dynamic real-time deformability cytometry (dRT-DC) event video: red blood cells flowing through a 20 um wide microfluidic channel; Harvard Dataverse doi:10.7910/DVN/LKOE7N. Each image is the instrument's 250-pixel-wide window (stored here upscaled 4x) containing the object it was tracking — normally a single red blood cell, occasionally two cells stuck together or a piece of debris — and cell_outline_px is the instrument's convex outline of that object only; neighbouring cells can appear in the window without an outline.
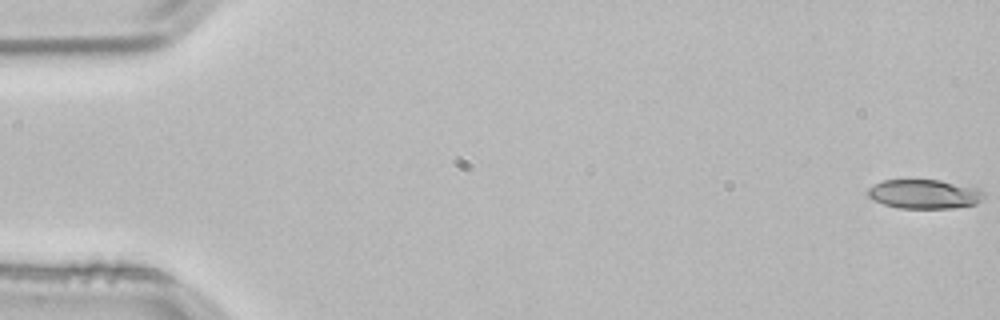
{"species": "common noctule bat (a hibernating species)", "species_latin": "Nyctalus noctula", "temperature_condition": "room temperature", "stored_images_in_passage": 4, "camera_frame_rate_fps": 3000, "um_per_image_px": 0.085, "animal": {"sex": "male", "body_mass_g": 21.5, "forearm_length_mm": 52.0}, "frame": {"image": 1, "passage_image": 1, "time_ms": 0.0, "image_size_px": [1000, 320], "cell_outline_px": [[984, 196], [976, 204], [952, 208], [900, 208], [884, 204], [872, 200], [868, 196], [868, 188], [884, 180], [940, 180], [980, 188], [984, 192]], "centroid_in_image_um": [78.59, 16.49], "position_along_channel_um": 6.4, "area_um2": 19.71}}
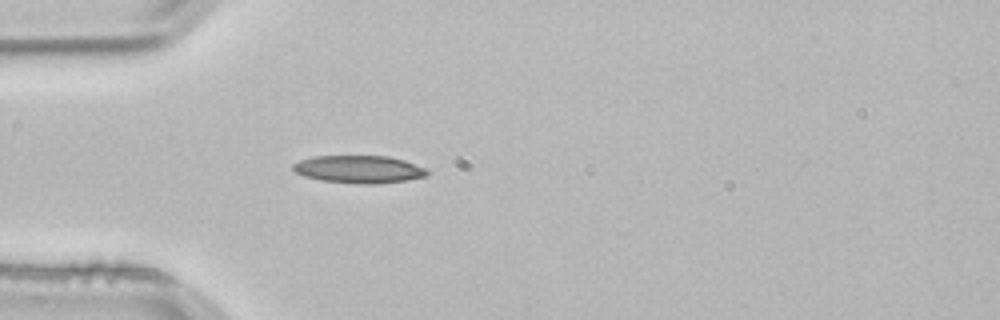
{"frame": {"image": 2, "passage_image": 4, "time_ms": 1.0, "image_size_px": [1000, 320], "cell_outline_px": [[428, 176], [408, 180], [376, 184], [356, 184], [320, 180], [304, 176], [296, 172], [292, 168], [292, 164], [300, 160], [316, 156], [388, 156], [404, 160], [424, 168], [428, 172]], "centroid_in_image_um": [30.51, 14.4], "position_along_channel_um": 54.5, "area_um2": 21.62}}